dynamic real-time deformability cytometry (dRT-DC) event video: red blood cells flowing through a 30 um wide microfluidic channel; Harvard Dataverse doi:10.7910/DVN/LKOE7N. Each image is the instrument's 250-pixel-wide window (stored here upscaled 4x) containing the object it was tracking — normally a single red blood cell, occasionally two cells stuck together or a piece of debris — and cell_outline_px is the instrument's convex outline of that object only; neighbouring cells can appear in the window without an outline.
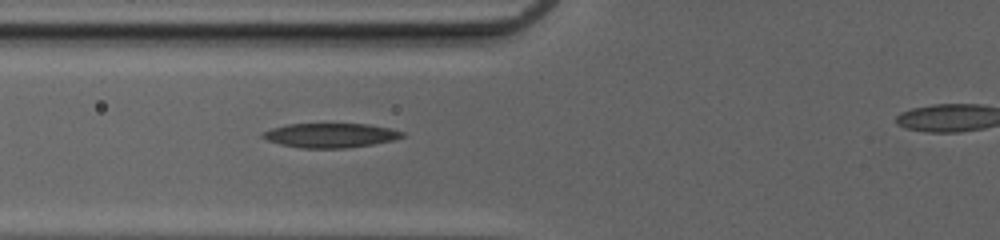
{"species": "common noctule bat (a hibernating species)", "species_latin": "Nyctalus noctula", "temperature_condition": "cold", "stored_images_in_passage": 30, "camera_frame_rate_fps": 3000, "um_per_image_px": 0.085, "animal": {"sex": "female", "body_mass_g": 20.0, "forearm_length_mm": 54.0}, "frame": {"image": 1, "passage_image": 3, "time_ms": 0.667, "image_size_px": [1000, 240], "cell_outline_px": [[404, 136], [392, 140], [372, 144], [348, 148], [300, 148], [280, 144], [268, 140], [260, 136], [260, 132], [272, 128], [288, 124], [368, 124], [388, 128], [404, 132]], "centroid_in_image_um": [28.04, 11.5], "position_along_channel_um": 97.8, "area_um2": 19.77}}
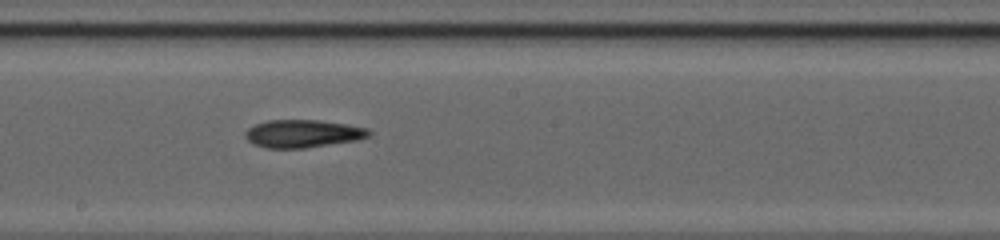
{"frame": {"image": 2, "passage_image": 12, "time_ms": 3.667, "image_size_px": [1000, 240], "cell_outline_px": [[372, 132], [368, 136], [356, 140], [304, 148], [264, 148], [248, 140], [244, 136], [244, 132], [248, 128], [256, 124], [268, 120], [316, 120], [344, 124], [368, 128]], "centroid_in_image_um": [25.71, 11.36], "position_along_channel_um": 222.5, "area_um2": 19.83}}
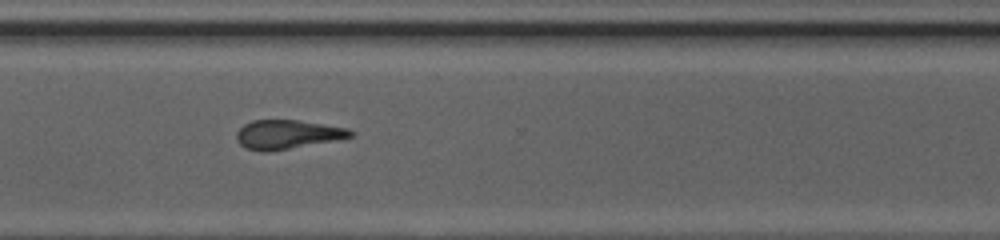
{"frame": {"image": 3, "passage_image": 21, "time_ms": 6.667, "image_size_px": [1000, 240], "cell_outline_px": [[356, 132], [352, 136], [336, 140], [272, 152], [260, 152], [244, 148], [236, 140], [236, 132], [244, 124], [252, 120], [296, 120], [348, 128]], "centroid_in_image_um": [24.39, 11.44], "position_along_channel_um": 346.2, "area_um2": 19.48}}